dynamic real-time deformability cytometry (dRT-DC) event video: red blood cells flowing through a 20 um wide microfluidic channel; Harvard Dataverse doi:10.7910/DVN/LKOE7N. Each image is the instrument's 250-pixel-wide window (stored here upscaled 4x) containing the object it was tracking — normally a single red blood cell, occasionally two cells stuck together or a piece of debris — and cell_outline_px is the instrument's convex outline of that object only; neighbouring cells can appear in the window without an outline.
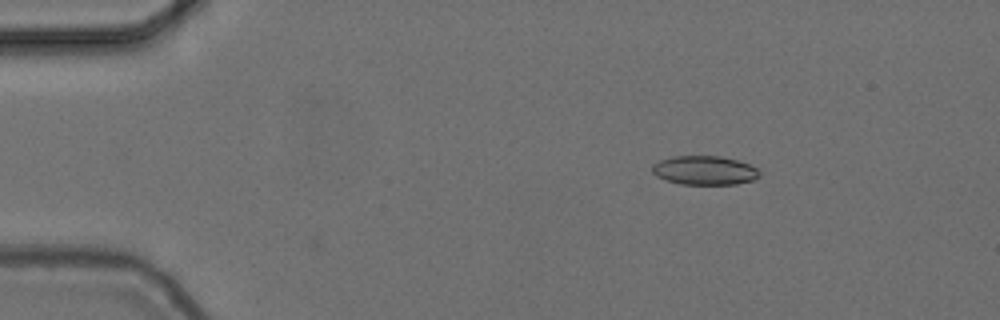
{"species": "common noctule bat (a hibernating species)", "species_latin": "Nyctalus noctula", "temperature_condition": "cold", "stored_images_in_passage": 10, "camera_frame_rate_fps": 3000, "um_per_image_px": 0.085, "animal": {"sex": "female", "body_mass_g": 24.6, "forearm_length_mm": 56.2}, "frame": {"image": 1, "passage_image": 1, "time_ms": 0.0, "image_size_px": [1000, 320], "cell_outline_px": [[760, 176], [756, 180], [736, 184], [680, 184], [656, 176], [652, 172], [652, 164], [660, 160], [672, 156], [720, 156], [736, 160], [748, 164], [756, 168], [760, 172]], "centroid_in_image_um": [59.89, 14.48], "position_along_channel_um": 25.1, "area_um2": 18.15}}
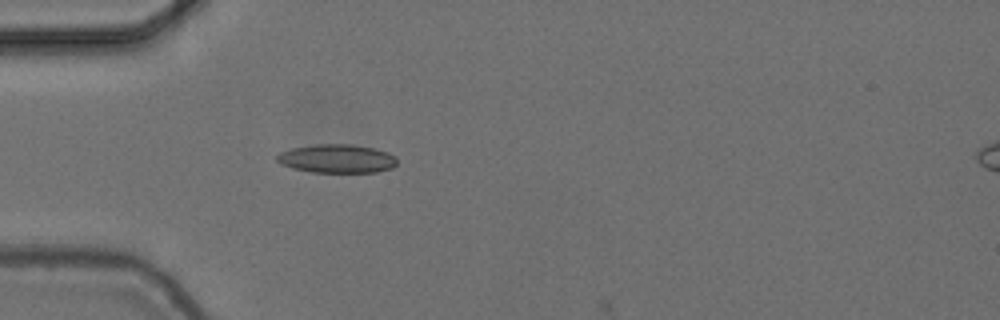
{"frame": {"image": 2, "passage_image": 9, "time_ms": 2.667, "image_size_px": [1000, 320], "cell_outline_px": [[396, 164], [392, 168], [376, 172], [312, 172], [280, 164], [276, 160], [276, 156], [280, 152], [292, 148], [316, 144], [352, 144], [376, 148], [388, 152], [396, 156]], "centroid_in_image_um": [28.66, 13.47], "position_along_channel_um": 56.3, "area_um2": 20.06}}